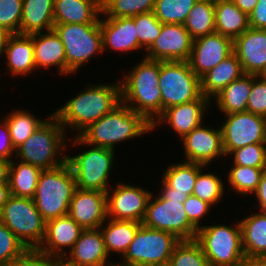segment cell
<instances>
[{
	"label": "cell",
	"mask_w": 266,
	"mask_h": 266,
	"mask_svg": "<svg viewBox=\"0 0 266 266\" xmlns=\"http://www.w3.org/2000/svg\"><path fill=\"white\" fill-rule=\"evenodd\" d=\"M87 87L53 112L65 131L69 126L79 132L78 136L121 103L120 81Z\"/></svg>",
	"instance_id": "1"
},
{
	"label": "cell",
	"mask_w": 266,
	"mask_h": 266,
	"mask_svg": "<svg viewBox=\"0 0 266 266\" xmlns=\"http://www.w3.org/2000/svg\"><path fill=\"white\" fill-rule=\"evenodd\" d=\"M151 131L152 125L142 115L121 102L110 113L73 138V145H95L115 151L116 144Z\"/></svg>",
	"instance_id": "2"
},
{
	"label": "cell",
	"mask_w": 266,
	"mask_h": 266,
	"mask_svg": "<svg viewBox=\"0 0 266 266\" xmlns=\"http://www.w3.org/2000/svg\"><path fill=\"white\" fill-rule=\"evenodd\" d=\"M120 80L121 102L151 125L162 114L160 61L145 57ZM134 104V105H133Z\"/></svg>",
	"instance_id": "3"
},
{
	"label": "cell",
	"mask_w": 266,
	"mask_h": 266,
	"mask_svg": "<svg viewBox=\"0 0 266 266\" xmlns=\"http://www.w3.org/2000/svg\"><path fill=\"white\" fill-rule=\"evenodd\" d=\"M162 185L159 196L151 194L142 224L152 229L171 232L180 240L195 239L198 229L189 221L183 206L189 195L174 192L163 180Z\"/></svg>",
	"instance_id": "4"
},
{
	"label": "cell",
	"mask_w": 266,
	"mask_h": 266,
	"mask_svg": "<svg viewBox=\"0 0 266 266\" xmlns=\"http://www.w3.org/2000/svg\"><path fill=\"white\" fill-rule=\"evenodd\" d=\"M68 132L54 114L33 132V134L15 150V159L37 166L42 170L52 169L66 162L62 153L66 149Z\"/></svg>",
	"instance_id": "5"
},
{
	"label": "cell",
	"mask_w": 266,
	"mask_h": 266,
	"mask_svg": "<svg viewBox=\"0 0 266 266\" xmlns=\"http://www.w3.org/2000/svg\"><path fill=\"white\" fill-rule=\"evenodd\" d=\"M75 189V175L67 161L55 168L42 170L33 200L46 222L68 214Z\"/></svg>",
	"instance_id": "6"
},
{
	"label": "cell",
	"mask_w": 266,
	"mask_h": 266,
	"mask_svg": "<svg viewBox=\"0 0 266 266\" xmlns=\"http://www.w3.org/2000/svg\"><path fill=\"white\" fill-rule=\"evenodd\" d=\"M195 240L200 244L209 266H239L245 257L240 222L226 225L202 226Z\"/></svg>",
	"instance_id": "7"
},
{
	"label": "cell",
	"mask_w": 266,
	"mask_h": 266,
	"mask_svg": "<svg viewBox=\"0 0 266 266\" xmlns=\"http://www.w3.org/2000/svg\"><path fill=\"white\" fill-rule=\"evenodd\" d=\"M53 30L64 45L66 76L75 74L95 54L103 53L100 23H54Z\"/></svg>",
	"instance_id": "8"
},
{
	"label": "cell",
	"mask_w": 266,
	"mask_h": 266,
	"mask_svg": "<svg viewBox=\"0 0 266 266\" xmlns=\"http://www.w3.org/2000/svg\"><path fill=\"white\" fill-rule=\"evenodd\" d=\"M0 220L28 250H37L46 233V221L32 198L11 195L0 212Z\"/></svg>",
	"instance_id": "9"
},
{
	"label": "cell",
	"mask_w": 266,
	"mask_h": 266,
	"mask_svg": "<svg viewBox=\"0 0 266 266\" xmlns=\"http://www.w3.org/2000/svg\"><path fill=\"white\" fill-rule=\"evenodd\" d=\"M181 240L171 232L140 225L127 252L116 266H156L168 263Z\"/></svg>",
	"instance_id": "10"
},
{
	"label": "cell",
	"mask_w": 266,
	"mask_h": 266,
	"mask_svg": "<svg viewBox=\"0 0 266 266\" xmlns=\"http://www.w3.org/2000/svg\"><path fill=\"white\" fill-rule=\"evenodd\" d=\"M159 88L162 112L202 96L200 78L188 61H160Z\"/></svg>",
	"instance_id": "11"
},
{
	"label": "cell",
	"mask_w": 266,
	"mask_h": 266,
	"mask_svg": "<svg viewBox=\"0 0 266 266\" xmlns=\"http://www.w3.org/2000/svg\"><path fill=\"white\" fill-rule=\"evenodd\" d=\"M91 147L75 156H67L66 161L75 175L76 188L106 193L115 153L111 149Z\"/></svg>",
	"instance_id": "12"
},
{
	"label": "cell",
	"mask_w": 266,
	"mask_h": 266,
	"mask_svg": "<svg viewBox=\"0 0 266 266\" xmlns=\"http://www.w3.org/2000/svg\"><path fill=\"white\" fill-rule=\"evenodd\" d=\"M220 127L225 157L238 148L251 144H266V117L249 111L224 114Z\"/></svg>",
	"instance_id": "13"
},
{
	"label": "cell",
	"mask_w": 266,
	"mask_h": 266,
	"mask_svg": "<svg viewBox=\"0 0 266 266\" xmlns=\"http://www.w3.org/2000/svg\"><path fill=\"white\" fill-rule=\"evenodd\" d=\"M110 191L106 192L108 218L142 223L153 192L127 183H118Z\"/></svg>",
	"instance_id": "14"
},
{
	"label": "cell",
	"mask_w": 266,
	"mask_h": 266,
	"mask_svg": "<svg viewBox=\"0 0 266 266\" xmlns=\"http://www.w3.org/2000/svg\"><path fill=\"white\" fill-rule=\"evenodd\" d=\"M192 45L193 38L184 24H162L159 36L144 57L157 61H188Z\"/></svg>",
	"instance_id": "15"
},
{
	"label": "cell",
	"mask_w": 266,
	"mask_h": 266,
	"mask_svg": "<svg viewBox=\"0 0 266 266\" xmlns=\"http://www.w3.org/2000/svg\"><path fill=\"white\" fill-rule=\"evenodd\" d=\"M232 53H234V40L214 32L193 39L188 63L192 71L201 78Z\"/></svg>",
	"instance_id": "16"
},
{
	"label": "cell",
	"mask_w": 266,
	"mask_h": 266,
	"mask_svg": "<svg viewBox=\"0 0 266 266\" xmlns=\"http://www.w3.org/2000/svg\"><path fill=\"white\" fill-rule=\"evenodd\" d=\"M181 140L185 162L202 164L207 168L216 158L225 157L220 127L215 129L200 124Z\"/></svg>",
	"instance_id": "17"
},
{
	"label": "cell",
	"mask_w": 266,
	"mask_h": 266,
	"mask_svg": "<svg viewBox=\"0 0 266 266\" xmlns=\"http://www.w3.org/2000/svg\"><path fill=\"white\" fill-rule=\"evenodd\" d=\"M68 215L83 229H98L107 221L105 192L76 188L70 201Z\"/></svg>",
	"instance_id": "18"
},
{
	"label": "cell",
	"mask_w": 266,
	"mask_h": 266,
	"mask_svg": "<svg viewBox=\"0 0 266 266\" xmlns=\"http://www.w3.org/2000/svg\"><path fill=\"white\" fill-rule=\"evenodd\" d=\"M210 104L211 100L202 95L199 99L165 109L152 124V130H155L157 125L163 123L165 125L166 122L182 139L194 128L203 124L204 112H207L206 109H209Z\"/></svg>",
	"instance_id": "19"
},
{
	"label": "cell",
	"mask_w": 266,
	"mask_h": 266,
	"mask_svg": "<svg viewBox=\"0 0 266 266\" xmlns=\"http://www.w3.org/2000/svg\"><path fill=\"white\" fill-rule=\"evenodd\" d=\"M83 230L68 214L49 220L46 222L44 240L37 250L47 258L64 257ZM64 248L70 249L67 252Z\"/></svg>",
	"instance_id": "20"
},
{
	"label": "cell",
	"mask_w": 266,
	"mask_h": 266,
	"mask_svg": "<svg viewBox=\"0 0 266 266\" xmlns=\"http://www.w3.org/2000/svg\"><path fill=\"white\" fill-rule=\"evenodd\" d=\"M234 53L244 74L262 75L266 70V30L249 27L234 40Z\"/></svg>",
	"instance_id": "21"
},
{
	"label": "cell",
	"mask_w": 266,
	"mask_h": 266,
	"mask_svg": "<svg viewBox=\"0 0 266 266\" xmlns=\"http://www.w3.org/2000/svg\"><path fill=\"white\" fill-rule=\"evenodd\" d=\"M78 266H116L109 261L103 234L98 229H84L72 249L64 256Z\"/></svg>",
	"instance_id": "22"
},
{
	"label": "cell",
	"mask_w": 266,
	"mask_h": 266,
	"mask_svg": "<svg viewBox=\"0 0 266 266\" xmlns=\"http://www.w3.org/2000/svg\"><path fill=\"white\" fill-rule=\"evenodd\" d=\"M103 51L109 47L116 52L142 50L136 34V25L132 17L100 19Z\"/></svg>",
	"instance_id": "23"
},
{
	"label": "cell",
	"mask_w": 266,
	"mask_h": 266,
	"mask_svg": "<svg viewBox=\"0 0 266 266\" xmlns=\"http://www.w3.org/2000/svg\"><path fill=\"white\" fill-rule=\"evenodd\" d=\"M34 45V61L36 69L58 67L62 75H66V56L64 45L54 30L30 34Z\"/></svg>",
	"instance_id": "24"
},
{
	"label": "cell",
	"mask_w": 266,
	"mask_h": 266,
	"mask_svg": "<svg viewBox=\"0 0 266 266\" xmlns=\"http://www.w3.org/2000/svg\"><path fill=\"white\" fill-rule=\"evenodd\" d=\"M10 74L29 75L36 70L34 45L31 35L11 34L4 50Z\"/></svg>",
	"instance_id": "25"
},
{
	"label": "cell",
	"mask_w": 266,
	"mask_h": 266,
	"mask_svg": "<svg viewBox=\"0 0 266 266\" xmlns=\"http://www.w3.org/2000/svg\"><path fill=\"white\" fill-rule=\"evenodd\" d=\"M101 12V0H55L54 23H100Z\"/></svg>",
	"instance_id": "26"
},
{
	"label": "cell",
	"mask_w": 266,
	"mask_h": 266,
	"mask_svg": "<svg viewBox=\"0 0 266 266\" xmlns=\"http://www.w3.org/2000/svg\"><path fill=\"white\" fill-rule=\"evenodd\" d=\"M243 74L237 55L232 53L200 78L202 95L212 101V98Z\"/></svg>",
	"instance_id": "27"
},
{
	"label": "cell",
	"mask_w": 266,
	"mask_h": 266,
	"mask_svg": "<svg viewBox=\"0 0 266 266\" xmlns=\"http://www.w3.org/2000/svg\"><path fill=\"white\" fill-rule=\"evenodd\" d=\"M55 0H23L20 34L53 30Z\"/></svg>",
	"instance_id": "28"
},
{
	"label": "cell",
	"mask_w": 266,
	"mask_h": 266,
	"mask_svg": "<svg viewBox=\"0 0 266 266\" xmlns=\"http://www.w3.org/2000/svg\"><path fill=\"white\" fill-rule=\"evenodd\" d=\"M249 16L231 0H215V31L233 40L249 28Z\"/></svg>",
	"instance_id": "29"
},
{
	"label": "cell",
	"mask_w": 266,
	"mask_h": 266,
	"mask_svg": "<svg viewBox=\"0 0 266 266\" xmlns=\"http://www.w3.org/2000/svg\"><path fill=\"white\" fill-rule=\"evenodd\" d=\"M107 220V223L100 226L107 253H119L123 257L142 223L110 218Z\"/></svg>",
	"instance_id": "30"
},
{
	"label": "cell",
	"mask_w": 266,
	"mask_h": 266,
	"mask_svg": "<svg viewBox=\"0 0 266 266\" xmlns=\"http://www.w3.org/2000/svg\"><path fill=\"white\" fill-rule=\"evenodd\" d=\"M252 87V75L243 74L232 81L213 99L217 109L223 114H232L246 111L248 97Z\"/></svg>",
	"instance_id": "31"
},
{
	"label": "cell",
	"mask_w": 266,
	"mask_h": 266,
	"mask_svg": "<svg viewBox=\"0 0 266 266\" xmlns=\"http://www.w3.org/2000/svg\"><path fill=\"white\" fill-rule=\"evenodd\" d=\"M240 220L242 247L247 256H266V211Z\"/></svg>",
	"instance_id": "32"
},
{
	"label": "cell",
	"mask_w": 266,
	"mask_h": 266,
	"mask_svg": "<svg viewBox=\"0 0 266 266\" xmlns=\"http://www.w3.org/2000/svg\"><path fill=\"white\" fill-rule=\"evenodd\" d=\"M18 163V164H17ZM42 169L22 161L11 160L9 168V188L11 195L32 198Z\"/></svg>",
	"instance_id": "33"
},
{
	"label": "cell",
	"mask_w": 266,
	"mask_h": 266,
	"mask_svg": "<svg viewBox=\"0 0 266 266\" xmlns=\"http://www.w3.org/2000/svg\"><path fill=\"white\" fill-rule=\"evenodd\" d=\"M184 27L195 39L215 31V0H197L190 10Z\"/></svg>",
	"instance_id": "34"
},
{
	"label": "cell",
	"mask_w": 266,
	"mask_h": 266,
	"mask_svg": "<svg viewBox=\"0 0 266 266\" xmlns=\"http://www.w3.org/2000/svg\"><path fill=\"white\" fill-rule=\"evenodd\" d=\"M206 166L198 163L182 162L168 165L167 170L163 173L162 180L174 192L186 193L192 195L198 173Z\"/></svg>",
	"instance_id": "35"
},
{
	"label": "cell",
	"mask_w": 266,
	"mask_h": 266,
	"mask_svg": "<svg viewBox=\"0 0 266 266\" xmlns=\"http://www.w3.org/2000/svg\"><path fill=\"white\" fill-rule=\"evenodd\" d=\"M13 148L20 147L33 132L45 121L37 119L30 111L15 110L6 115Z\"/></svg>",
	"instance_id": "36"
},
{
	"label": "cell",
	"mask_w": 266,
	"mask_h": 266,
	"mask_svg": "<svg viewBox=\"0 0 266 266\" xmlns=\"http://www.w3.org/2000/svg\"><path fill=\"white\" fill-rule=\"evenodd\" d=\"M156 0H101L105 17L124 18L149 13L154 10Z\"/></svg>",
	"instance_id": "37"
},
{
	"label": "cell",
	"mask_w": 266,
	"mask_h": 266,
	"mask_svg": "<svg viewBox=\"0 0 266 266\" xmlns=\"http://www.w3.org/2000/svg\"><path fill=\"white\" fill-rule=\"evenodd\" d=\"M197 0H156L154 14L162 24H184Z\"/></svg>",
	"instance_id": "38"
},
{
	"label": "cell",
	"mask_w": 266,
	"mask_h": 266,
	"mask_svg": "<svg viewBox=\"0 0 266 266\" xmlns=\"http://www.w3.org/2000/svg\"><path fill=\"white\" fill-rule=\"evenodd\" d=\"M266 168H253L241 165H233L228 173V182L234 192L244 196L256 191L262 173Z\"/></svg>",
	"instance_id": "39"
},
{
	"label": "cell",
	"mask_w": 266,
	"mask_h": 266,
	"mask_svg": "<svg viewBox=\"0 0 266 266\" xmlns=\"http://www.w3.org/2000/svg\"><path fill=\"white\" fill-rule=\"evenodd\" d=\"M172 266H209L200 244L195 240H181L170 257Z\"/></svg>",
	"instance_id": "40"
},
{
	"label": "cell",
	"mask_w": 266,
	"mask_h": 266,
	"mask_svg": "<svg viewBox=\"0 0 266 266\" xmlns=\"http://www.w3.org/2000/svg\"><path fill=\"white\" fill-rule=\"evenodd\" d=\"M201 170L196 178L192 195L207 202L212 207L224 196V183L216 173H203Z\"/></svg>",
	"instance_id": "41"
},
{
	"label": "cell",
	"mask_w": 266,
	"mask_h": 266,
	"mask_svg": "<svg viewBox=\"0 0 266 266\" xmlns=\"http://www.w3.org/2000/svg\"><path fill=\"white\" fill-rule=\"evenodd\" d=\"M132 18L135 21L139 45L147 50L159 36L162 23L156 18L153 11Z\"/></svg>",
	"instance_id": "42"
},
{
	"label": "cell",
	"mask_w": 266,
	"mask_h": 266,
	"mask_svg": "<svg viewBox=\"0 0 266 266\" xmlns=\"http://www.w3.org/2000/svg\"><path fill=\"white\" fill-rule=\"evenodd\" d=\"M28 249L0 220V266L21 257Z\"/></svg>",
	"instance_id": "43"
},
{
	"label": "cell",
	"mask_w": 266,
	"mask_h": 266,
	"mask_svg": "<svg viewBox=\"0 0 266 266\" xmlns=\"http://www.w3.org/2000/svg\"><path fill=\"white\" fill-rule=\"evenodd\" d=\"M232 163L253 168H266V144H251L233 150Z\"/></svg>",
	"instance_id": "44"
},
{
	"label": "cell",
	"mask_w": 266,
	"mask_h": 266,
	"mask_svg": "<svg viewBox=\"0 0 266 266\" xmlns=\"http://www.w3.org/2000/svg\"><path fill=\"white\" fill-rule=\"evenodd\" d=\"M23 0H0V28L20 34Z\"/></svg>",
	"instance_id": "45"
},
{
	"label": "cell",
	"mask_w": 266,
	"mask_h": 266,
	"mask_svg": "<svg viewBox=\"0 0 266 266\" xmlns=\"http://www.w3.org/2000/svg\"><path fill=\"white\" fill-rule=\"evenodd\" d=\"M246 111L266 117V79L262 75H252Z\"/></svg>",
	"instance_id": "46"
},
{
	"label": "cell",
	"mask_w": 266,
	"mask_h": 266,
	"mask_svg": "<svg viewBox=\"0 0 266 266\" xmlns=\"http://www.w3.org/2000/svg\"><path fill=\"white\" fill-rule=\"evenodd\" d=\"M185 212L189 221L197 228H201L200 223L202 218L209 213L210 208L212 207L207 202L199 199L194 195H189L188 198L183 203ZM204 216V217H203Z\"/></svg>",
	"instance_id": "47"
},
{
	"label": "cell",
	"mask_w": 266,
	"mask_h": 266,
	"mask_svg": "<svg viewBox=\"0 0 266 266\" xmlns=\"http://www.w3.org/2000/svg\"><path fill=\"white\" fill-rule=\"evenodd\" d=\"M4 266H49V258L38 250H27L21 257Z\"/></svg>",
	"instance_id": "48"
},
{
	"label": "cell",
	"mask_w": 266,
	"mask_h": 266,
	"mask_svg": "<svg viewBox=\"0 0 266 266\" xmlns=\"http://www.w3.org/2000/svg\"><path fill=\"white\" fill-rule=\"evenodd\" d=\"M0 159L12 160L15 149L11 141V136L9 133V128L4 120L0 123Z\"/></svg>",
	"instance_id": "49"
},
{
	"label": "cell",
	"mask_w": 266,
	"mask_h": 266,
	"mask_svg": "<svg viewBox=\"0 0 266 266\" xmlns=\"http://www.w3.org/2000/svg\"><path fill=\"white\" fill-rule=\"evenodd\" d=\"M249 26L254 29L266 30V0H258L255 8L249 14Z\"/></svg>",
	"instance_id": "50"
},
{
	"label": "cell",
	"mask_w": 266,
	"mask_h": 266,
	"mask_svg": "<svg viewBox=\"0 0 266 266\" xmlns=\"http://www.w3.org/2000/svg\"><path fill=\"white\" fill-rule=\"evenodd\" d=\"M253 194L257 197L260 211H266V170L262 173L260 183Z\"/></svg>",
	"instance_id": "51"
},
{
	"label": "cell",
	"mask_w": 266,
	"mask_h": 266,
	"mask_svg": "<svg viewBox=\"0 0 266 266\" xmlns=\"http://www.w3.org/2000/svg\"><path fill=\"white\" fill-rule=\"evenodd\" d=\"M239 266H266V256L245 255Z\"/></svg>",
	"instance_id": "52"
},
{
	"label": "cell",
	"mask_w": 266,
	"mask_h": 266,
	"mask_svg": "<svg viewBox=\"0 0 266 266\" xmlns=\"http://www.w3.org/2000/svg\"><path fill=\"white\" fill-rule=\"evenodd\" d=\"M241 11L248 16L255 8L258 0H231Z\"/></svg>",
	"instance_id": "53"
},
{
	"label": "cell",
	"mask_w": 266,
	"mask_h": 266,
	"mask_svg": "<svg viewBox=\"0 0 266 266\" xmlns=\"http://www.w3.org/2000/svg\"><path fill=\"white\" fill-rule=\"evenodd\" d=\"M11 160L0 159V183H9V168Z\"/></svg>",
	"instance_id": "54"
},
{
	"label": "cell",
	"mask_w": 266,
	"mask_h": 266,
	"mask_svg": "<svg viewBox=\"0 0 266 266\" xmlns=\"http://www.w3.org/2000/svg\"><path fill=\"white\" fill-rule=\"evenodd\" d=\"M11 196L9 183H0V212Z\"/></svg>",
	"instance_id": "55"
},
{
	"label": "cell",
	"mask_w": 266,
	"mask_h": 266,
	"mask_svg": "<svg viewBox=\"0 0 266 266\" xmlns=\"http://www.w3.org/2000/svg\"><path fill=\"white\" fill-rule=\"evenodd\" d=\"M49 266H78L69 262L65 257H51L49 258Z\"/></svg>",
	"instance_id": "56"
},
{
	"label": "cell",
	"mask_w": 266,
	"mask_h": 266,
	"mask_svg": "<svg viewBox=\"0 0 266 266\" xmlns=\"http://www.w3.org/2000/svg\"><path fill=\"white\" fill-rule=\"evenodd\" d=\"M10 35L11 34L7 32L5 29L0 28V57L2 56V54H4L6 43Z\"/></svg>",
	"instance_id": "57"
},
{
	"label": "cell",
	"mask_w": 266,
	"mask_h": 266,
	"mask_svg": "<svg viewBox=\"0 0 266 266\" xmlns=\"http://www.w3.org/2000/svg\"><path fill=\"white\" fill-rule=\"evenodd\" d=\"M156 266H172V265L168 262V263L159 264V265H156Z\"/></svg>",
	"instance_id": "58"
},
{
	"label": "cell",
	"mask_w": 266,
	"mask_h": 266,
	"mask_svg": "<svg viewBox=\"0 0 266 266\" xmlns=\"http://www.w3.org/2000/svg\"><path fill=\"white\" fill-rule=\"evenodd\" d=\"M262 76L266 79V70L262 73Z\"/></svg>",
	"instance_id": "59"
}]
</instances>
